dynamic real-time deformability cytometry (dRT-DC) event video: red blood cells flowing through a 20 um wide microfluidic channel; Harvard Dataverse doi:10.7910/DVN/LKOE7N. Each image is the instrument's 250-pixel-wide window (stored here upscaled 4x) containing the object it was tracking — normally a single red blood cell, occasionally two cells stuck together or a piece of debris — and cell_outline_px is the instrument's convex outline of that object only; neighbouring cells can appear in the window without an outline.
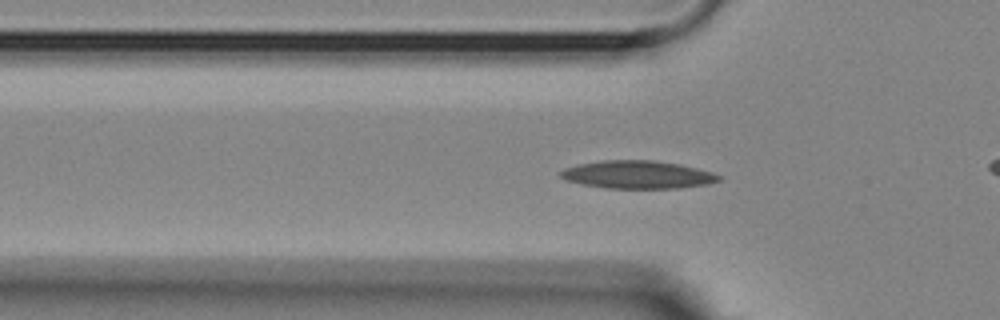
{"species": "Egyptian fruit bat (a non-hibernating species)", "species_latin": "Rousettus aegyptiacus", "temperature_condition": "room temperature", "stored_images_in_passage": 49, "camera_frame_rate_fps": 3000, "um_per_image_px": 0.085, "animal": {"sex": "female"}, "frame": {"image": 1, "passage_image": 10, "time_ms": 3.0, "image_size_px": [1000, 320], "cell_outline_px": [[720, 180], [708, 184], [680, 188], [604, 188], [580, 184], [568, 180], [560, 176], [560, 172], [564, 168], [580, 164], [604, 160], [652, 160], [680, 164], [712, 172], [720, 176]], "centroid_in_image_um": [54.2, 14.85], "position_along_channel_um": 71.6, "area_um2": 25.61}}
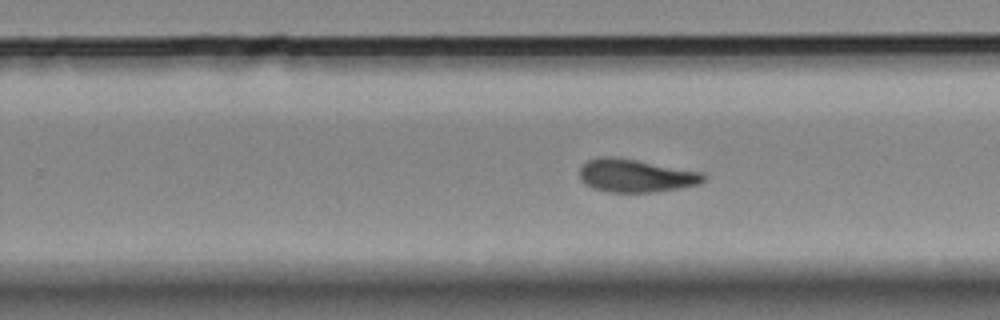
{"frame": {"image": 2, "passage_image": 27, "time_ms": 8.667, "image_size_px": [1000, 320], "cell_outline_px": [[708, 176], [700, 184], [680, 188], [656, 192], [608, 192], [592, 188], [584, 184], [580, 176], [580, 168], [588, 160], [604, 156], [608, 156], [636, 160], [704, 172]], "centroid_in_image_um": [54.08, 14.94], "position_along_channel_um": 275.7, "area_um2": 23.93}}
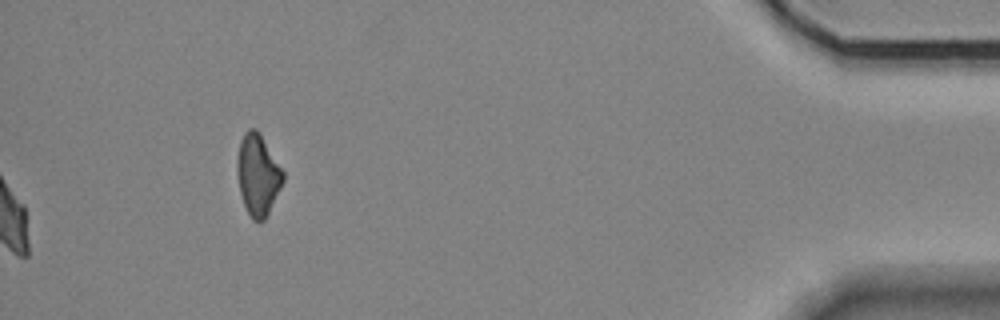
{"frame": {"image": 3, "passage_image": 49, "time_ms": 16.0, "image_size_px": [1000, 320], "cell_outline_px": [[284, 180], [264, 220], [260, 224], [252, 220], [244, 204], [240, 192], [236, 172], [236, 160], [240, 140], [244, 132], [248, 128], [256, 128], [260, 132], [284, 172]], "centroid_in_image_um": [21.89, 14.83], "position_along_channel_um": 413.3, "area_um2": 21.85}, "authors_computed_cell_mechanics": {"area_um2": 23.5824, "velocity_mm_per_s": 3.589, "shape_relaxation_time_tau1_ms": 6.7107, "shape_relaxation_time_tau2_ms": 2.9291, "deformation_change_tau1": 0.1763, "deformation_change_tau2": 0.0942}}